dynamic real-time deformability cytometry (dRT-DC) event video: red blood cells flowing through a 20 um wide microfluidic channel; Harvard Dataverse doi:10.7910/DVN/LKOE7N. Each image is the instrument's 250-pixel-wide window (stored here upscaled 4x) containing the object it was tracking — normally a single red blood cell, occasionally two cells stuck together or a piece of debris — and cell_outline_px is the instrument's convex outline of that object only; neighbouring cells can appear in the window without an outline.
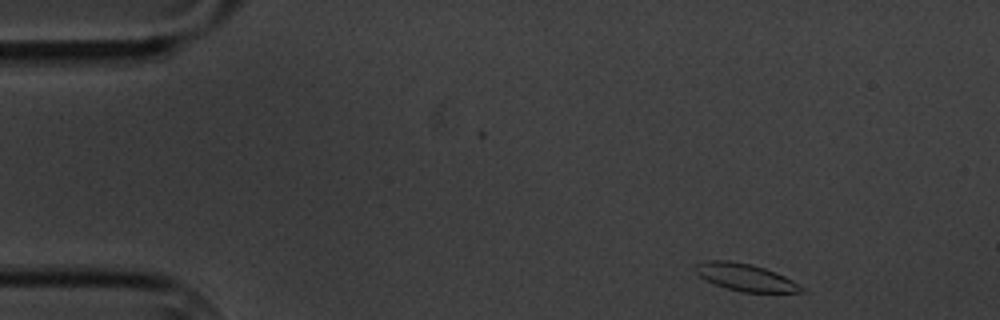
{"species": "common noctule bat (a hibernating species)", "species_latin": "Nyctalus noctula", "temperature_condition": "cold", "stored_images_in_passage": 3, "camera_frame_rate_fps": 3000, "um_per_image_px": 0.085, "animal": {"sex": "male", "body_mass_g": 20.1, "forearm_length_mm": 53.5}, "frame": {"image": 1, "passage_image": 1, "time_ms": 0.0, "image_size_px": [1000, 320], "cell_outline_px": [[804, 292], [740, 292], [716, 284], [700, 276], [692, 268], [692, 264], [708, 260], [728, 260], [752, 264], [776, 272], [792, 280], [804, 288]], "centroid_in_image_um": [63.32, 23.55], "position_along_channel_um": 21.7, "area_um2": 16.76}}